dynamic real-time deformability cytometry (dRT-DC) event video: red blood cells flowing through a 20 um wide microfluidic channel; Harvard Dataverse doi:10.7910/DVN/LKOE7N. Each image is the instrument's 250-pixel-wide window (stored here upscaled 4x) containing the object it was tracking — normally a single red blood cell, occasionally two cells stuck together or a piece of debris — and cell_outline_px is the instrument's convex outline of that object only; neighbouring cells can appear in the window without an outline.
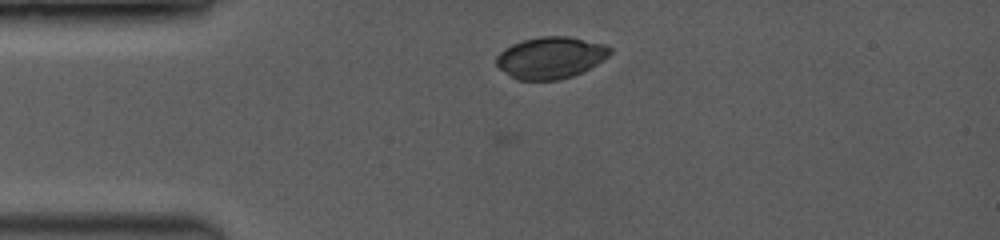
{"species": "common noctule bat (a hibernating species)", "species_latin": "Nyctalus noctula", "temperature_condition": "room temperature", "stored_images_in_passage": 8, "camera_frame_rate_fps": 3500, "um_per_image_px": 0.085, "animal": {"sex": "female", "body_mass_g": 19.0, "forearm_length_mm": 53.3}, "frame": {"image": 1, "passage_image": 8, "time_ms": 2.0, "image_size_px": [1000, 240], "cell_outline_px": [[612, 52], [608, 56], [596, 64], [572, 76], [560, 80], [516, 80], [500, 68], [496, 64], [496, 56], [504, 48], [512, 44], [524, 40], [540, 36], [564, 36], [604, 44], [612, 48]], "centroid_in_image_um": [46.78, 4.9], "position_along_channel_um": 38.2, "area_um2": 27.4}}